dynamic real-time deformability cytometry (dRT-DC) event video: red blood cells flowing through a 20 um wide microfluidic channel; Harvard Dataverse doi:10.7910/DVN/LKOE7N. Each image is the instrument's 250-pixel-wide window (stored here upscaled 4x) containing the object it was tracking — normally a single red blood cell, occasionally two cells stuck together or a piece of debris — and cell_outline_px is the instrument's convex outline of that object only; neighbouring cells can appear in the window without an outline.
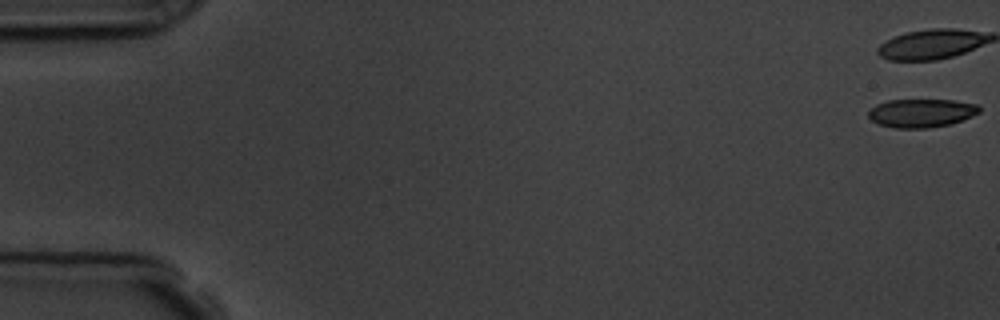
{"species": "common noctule bat (a hibernating species)", "species_latin": "Nyctalus noctula", "temperature_condition": "room temperature", "stored_images_in_passage": 37, "camera_frame_rate_fps": 3000, "um_per_image_px": 0.085, "animal": {"sex": "male", "body_mass_g": 19.5, "forearm_length_mm": 54.6}, "frame": {"image": 1, "passage_image": 1, "time_ms": 0.0, "image_size_px": [1000, 320], "cell_outline_px": [[980, 112], [972, 116], [948, 124], [928, 128], [892, 128], [880, 124], [872, 120], [868, 116], [868, 112], [876, 104], [888, 100], [952, 100], [980, 104]], "centroid_in_image_um": [78.32, 9.6], "position_along_channel_um": 6.7, "area_um2": 18.32}}